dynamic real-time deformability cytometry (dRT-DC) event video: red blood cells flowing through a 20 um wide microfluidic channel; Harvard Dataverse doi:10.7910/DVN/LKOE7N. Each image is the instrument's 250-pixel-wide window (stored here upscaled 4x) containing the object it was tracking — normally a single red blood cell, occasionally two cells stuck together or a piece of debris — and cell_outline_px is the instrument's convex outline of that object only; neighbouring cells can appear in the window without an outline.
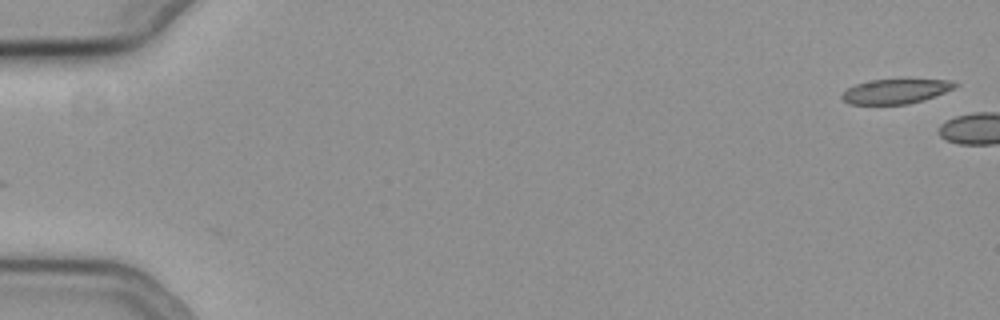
{"species": "common noctule bat (a hibernating species)", "species_latin": "Nyctalus noctula", "temperature_condition": "cold", "stored_images_in_passage": 4, "camera_frame_rate_fps": 3000, "um_per_image_px": 0.085, "animal": {"sex": "female", "body_mass_g": 19.3, "forearm_length_mm": 54.1}, "frame": {"image": 1, "passage_image": 1, "time_ms": 0.0, "image_size_px": [1000, 320], "cell_outline_px": [[960, 84], [944, 92], [924, 100], [908, 104], [848, 104], [840, 96], [848, 88], [856, 84], [872, 80], [952, 80]], "centroid_in_image_um": [76.12, 7.77], "position_along_channel_um": 8.9, "area_um2": 15.95}}